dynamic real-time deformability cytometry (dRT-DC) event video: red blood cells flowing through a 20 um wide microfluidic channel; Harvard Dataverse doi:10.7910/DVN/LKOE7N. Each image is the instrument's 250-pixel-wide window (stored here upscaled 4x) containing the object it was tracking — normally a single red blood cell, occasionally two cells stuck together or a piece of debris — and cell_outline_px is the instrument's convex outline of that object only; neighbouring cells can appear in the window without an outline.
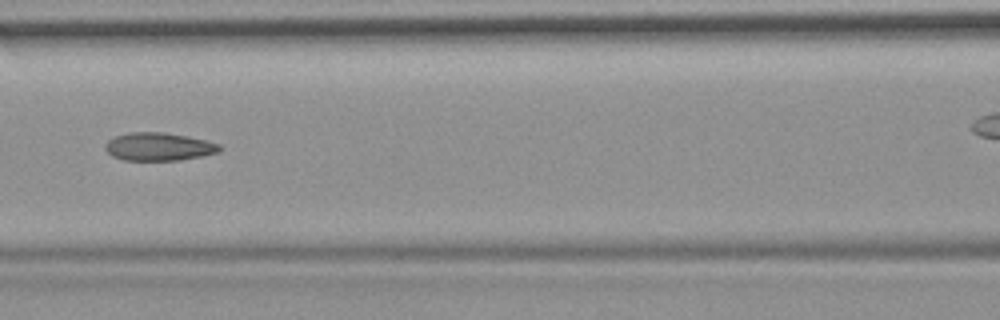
{"species": "common noctule bat (a hibernating species)", "species_latin": "Nyctalus noctula", "temperature_condition": "room temperature", "stored_images_in_passage": 8, "camera_frame_rate_fps": 3000, "um_per_image_px": 0.085, "animal": {"sex": "female", "body_mass_g": 19.9}, "frame": {"image": 1, "passage_image": 7, "time_ms": 7.0, "image_size_px": [1000, 320], "cell_outline_px": [[220, 152], [204, 156], [180, 160], [124, 160], [112, 156], [104, 148], [104, 144], [108, 140], [116, 136], [128, 132], [164, 132], [188, 136], [220, 144]], "centroid_in_image_um": [13.49, 12.47], "position_along_channel_um": 153.1, "area_um2": 18.79}}